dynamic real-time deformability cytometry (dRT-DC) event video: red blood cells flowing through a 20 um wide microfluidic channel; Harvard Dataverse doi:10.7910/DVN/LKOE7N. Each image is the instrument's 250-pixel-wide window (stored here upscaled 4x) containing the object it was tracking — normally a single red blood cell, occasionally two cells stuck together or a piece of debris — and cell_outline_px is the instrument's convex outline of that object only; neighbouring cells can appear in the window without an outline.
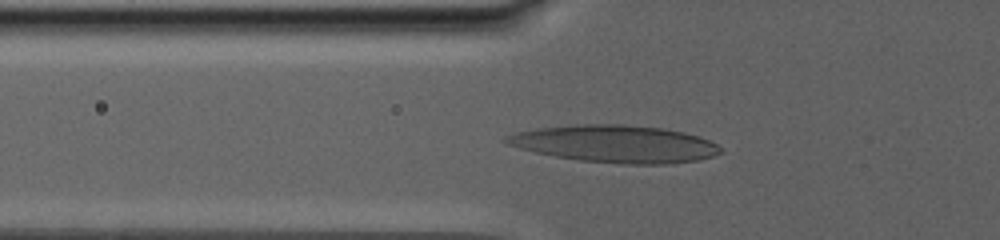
{"species": "human", "species_latin": "Homo sapiens", "temperature_condition": "warm", "stored_images_in_passage": 45, "camera_frame_rate_fps": 3000, "um_per_image_px": 0.085, "donor": {"sex": "male"}, "frame": {"image": 1, "passage_image": 20, "time_ms": 10.667, "image_size_px": [1000, 240], "cell_outline_px": [[724, 152], [712, 156], [696, 160], [668, 164], [620, 164], [580, 160], [556, 156], [536, 152], [520, 148], [508, 144], [500, 140], [504, 136], [516, 132], [540, 128], [576, 124], [624, 124], [660, 128], [684, 132], [700, 136], [716, 144]], "centroid_in_image_um": [52.28, 12.22], "position_along_channel_um": 73.5, "area_um2": 46.47}}
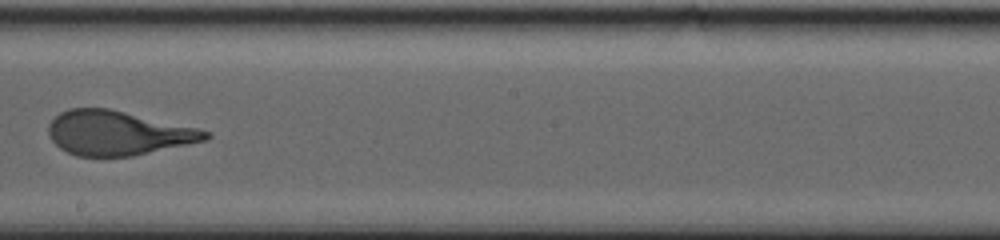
{"frame": {"image": 2, "passage_image": 30, "time_ms": 17.0, "image_size_px": [1000, 240], "cell_outline_px": [[212, 136], [208, 140], [132, 156], [76, 156], [60, 148], [52, 140], [48, 132], [48, 124], [60, 112], [68, 108], [108, 108], [196, 128], [212, 132]], "centroid_in_image_um": [10.01, 11.31], "position_along_channel_um": 238.2, "area_um2": 40.34}}
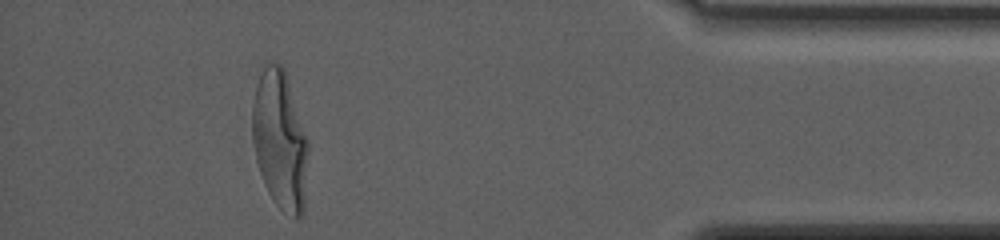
{"frame": {"image": 3, "passage_image": 42, "time_ms": 25.0, "image_size_px": [1000, 240], "cell_outline_px": [[308, 152], [304, 212], [296, 220], [280, 208], [276, 204], [268, 192], [264, 184], [256, 160], [252, 140], [252, 104], [256, 84], [268, 60], [280, 64], [284, 68], [308, 140]], "centroid_in_image_um": [23.79, 11.93], "position_along_channel_um": 411.4, "area_um2": 45.32}, "authors_computed_cell_mechanics": {"area_um2": 43.9858, "velocity_mm_per_s": 2.6451, "shape_relaxation_time_tau1_ms": 7.66, "shape_relaxation_time_tau2_ms": 1.1628, "deformation_change_tau1": 0.2811, "deformation_change_tau2": 0.0965}}